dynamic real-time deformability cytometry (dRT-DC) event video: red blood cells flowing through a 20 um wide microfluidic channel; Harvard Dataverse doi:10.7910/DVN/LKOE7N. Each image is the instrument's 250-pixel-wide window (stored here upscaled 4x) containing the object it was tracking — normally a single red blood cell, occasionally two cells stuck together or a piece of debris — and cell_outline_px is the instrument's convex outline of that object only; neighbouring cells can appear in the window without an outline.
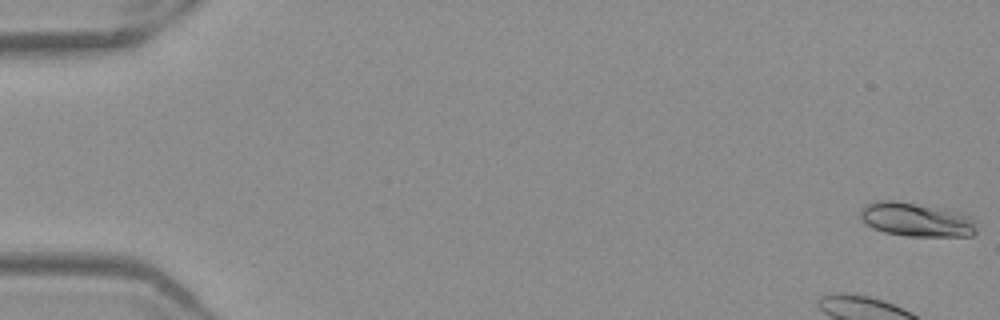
{"species": "Egyptian fruit bat (a non-hibernating species)", "species_latin": "Rousettus aegyptiacus", "temperature_condition": "warm", "stored_images_in_passage": 47, "camera_frame_rate_fps": 3000, "um_per_image_px": 0.085, "frame": {"image": 1, "passage_image": 1, "time_ms": 0.0, "image_size_px": [1000, 320], "cell_outline_px": [[976, 232], [972, 236], [908, 236], [884, 232], [872, 228], [860, 216], [860, 208], [864, 204], [876, 200], [896, 200], [944, 208], [960, 212], [972, 216], [976, 220]], "centroid_in_image_um": [77.91, 18.65], "position_along_channel_um": 7.1, "area_um2": 23.41}}